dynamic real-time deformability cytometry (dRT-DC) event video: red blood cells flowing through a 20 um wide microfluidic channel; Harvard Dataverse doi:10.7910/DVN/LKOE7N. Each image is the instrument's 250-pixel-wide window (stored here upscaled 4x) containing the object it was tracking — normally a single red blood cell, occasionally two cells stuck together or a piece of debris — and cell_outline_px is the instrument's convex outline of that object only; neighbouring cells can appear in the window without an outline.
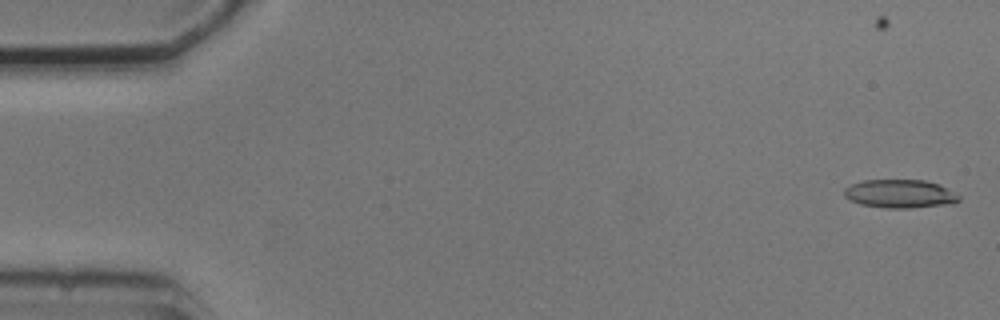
{"species": "common noctule bat (a hibernating species)", "species_latin": "Nyctalus noctula", "temperature_condition": "cold", "stored_images_in_passage": 7, "camera_frame_rate_fps": 3000, "um_per_image_px": 0.085, "animal": {"sex": "male", "body_mass_g": 20.5, "forearm_length_mm": 52.5}, "frame": {"image": 1, "passage_image": 1, "time_ms": 0.0, "image_size_px": [1000, 320], "cell_outline_px": [[960, 200], [956, 204], [908, 208], [888, 208], [860, 204], [848, 200], [844, 196], [844, 188], [848, 184], [864, 180], [924, 180], [940, 184], [960, 196]], "centroid_in_image_um": [76.49, 16.47], "position_along_channel_um": 8.5, "area_um2": 19.31}}
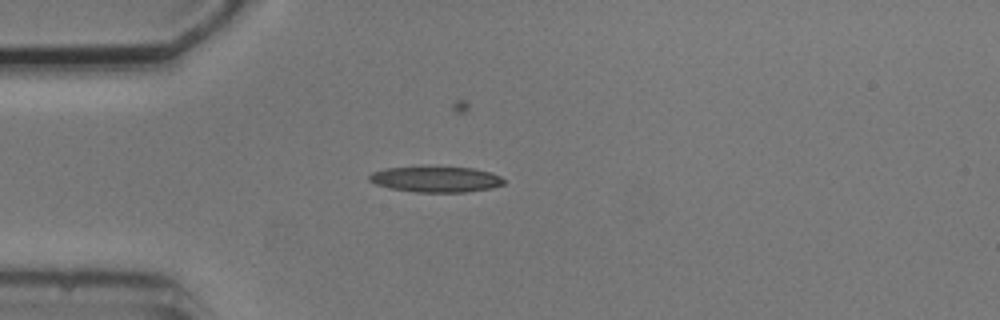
{"frame": {"image": 2, "passage_image": 5, "time_ms": 4.333, "image_size_px": [1000, 320], "cell_outline_px": [[504, 184], [492, 188], [464, 192], [416, 192], [388, 188], [376, 184], [368, 180], [368, 176], [372, 172], [384, 168], [472, 168], [492, 172], [500, 176], [504, 180]], "centroid_in_image_um": [37.05, 15.26], "position_along_channel_um": 48.0, "area_um2": 19.88}}